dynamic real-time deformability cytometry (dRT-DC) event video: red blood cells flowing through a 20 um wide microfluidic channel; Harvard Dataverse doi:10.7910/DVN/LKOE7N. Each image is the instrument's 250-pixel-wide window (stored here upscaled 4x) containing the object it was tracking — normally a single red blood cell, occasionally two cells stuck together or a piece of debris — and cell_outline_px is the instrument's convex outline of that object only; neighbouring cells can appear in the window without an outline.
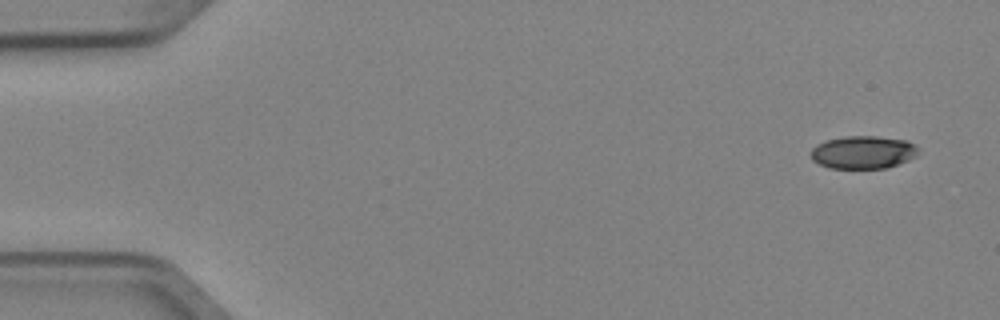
{"species": "Egyptian fruit bat (a non-hibernating species)", "species_latin": "Rousettus aegyptiacus", "temperature_condition": "cold", "stored_images_in_passage": 5, "segment_of_instrument_passage": [1, 2], "camera_frame_rate_fps": 3000, "um_per_image_px": 0.085, "animal": {"sex": "female"}, "frame": {"image": 1, "passage_image": 1, "time_ms": 0.0, "image_size_px": [1000, 320], "cell_outline_px": [[916, 156], [908, 160], [888, 168], [828, 168], [812, 160], [808, 152], [816, 144], [828, 140], [844, 136], [876, 136], [904, 140], [912, 144], [916, 148]], "centroid_in_image_um": [73.29, 12.95], "position_along_channel_um": 11.7, "area_um2": 20.52}}
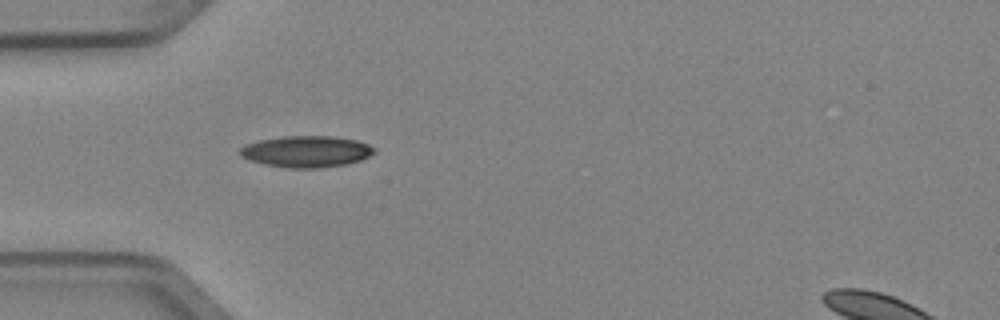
{"frame": {"image": 2, "passage_image": 4, "time_ms": 1.0, "image_size_px": [1000, 320], "cell_outline_px": [[376, 152], [360, 160], [348, 164], [316, 168], [288, 168], [264, 164], [240, 156], [240, 148], [248, 144], [260, 140], [284, 136], [332, 136], [356, 140], [368, 144], [376, 148]], "centroid_in_image_um": [26.08, 12.88], "position_along_channel_um": 58.9, "area_um2": 24.45}}